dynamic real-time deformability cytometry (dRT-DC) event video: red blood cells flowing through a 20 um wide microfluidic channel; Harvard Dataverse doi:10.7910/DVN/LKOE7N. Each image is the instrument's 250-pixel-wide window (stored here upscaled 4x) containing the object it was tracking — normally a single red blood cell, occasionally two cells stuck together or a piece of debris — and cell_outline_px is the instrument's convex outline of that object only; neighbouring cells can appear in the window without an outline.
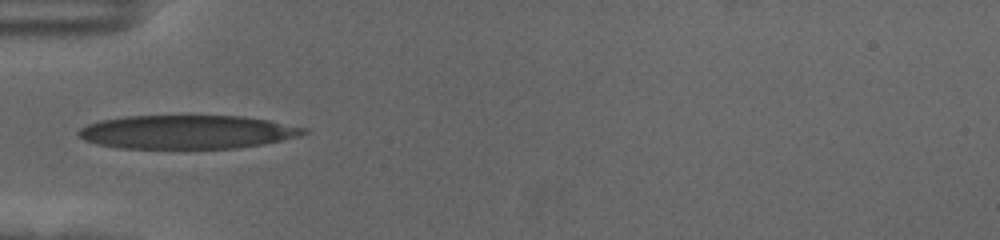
{"species": "human", "species_latin": "Homo sapiens", "temperature_condition": "cold", "stored_images_in_passage": 38, "camera_frame_rate_fps": 3000, "um_per_image_px": 0.085, "donor": {"sex": "female"}, "frame": {"image": 1, "passage_image": 1, "time_ms": 0.0, "image_size_px": [1000, 240], "cell_outline_px": [[308, 132], [300, 136], [264, 144], [236, 148], [116, 148], [96, 144], [84, 140], [76, 132], [80, 128], [88, 124], [100, 120], [124, 116], [244, 116], [268, 120], [308, 128]], "centroid_in_image_um": [15.9, 11.22], "position_along_channel_um": 69.1, "area_um2": 44.33}}
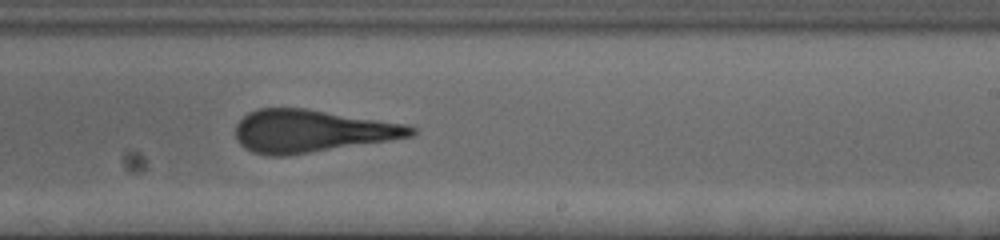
{"frame": {"image": 2, "passage_image": 17, "time_ms": 5.333, "image_size_px": [1000, 240], "cell_outline_px": [[416, 132], [412, 136], [388, 140], [284, 156], [268, 156], [252, 152], [244, 148], [236, 140], [236, 124], [248, 112], [260, 108], [304, 108], [408, 124], [416, 128]], "centroid_in_image_um": [26.46, 11.13], "position_along_channel_um": 262.5, "area_um2": 43.29}}
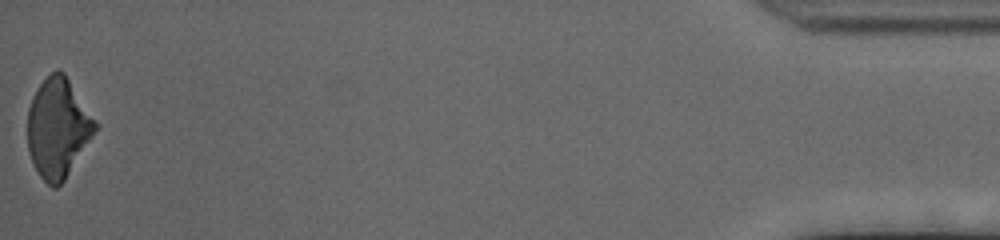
{"frame": {"image": 3, "passage_image": 38, "time_ms": 12.333, "image_size_px": [1000, 240], "cell_outline_px": [[100, 124], [64, 180], [56, 188], [52, 188], [40, 176], [28, 152], [28, 108], [32, 96], [40, 84], [52, 72], [64, 72]], "centroid_in_image_um": [4.94, 10.87], "position_along_channel_um": 430.3, "area_um2": 38.96}, "authors_computed_cell_mechanics": {"area_um2": 43.7835, "velocity_mm_per_s": 3.6396, "shape_relaxation_time_tau1_ms": 5.5176, "shape_relaxation_time_tau2_ms": 1.7776, "deformation_change_tau1": 0.2061, "deformation_change_tau2": 0.1295}}